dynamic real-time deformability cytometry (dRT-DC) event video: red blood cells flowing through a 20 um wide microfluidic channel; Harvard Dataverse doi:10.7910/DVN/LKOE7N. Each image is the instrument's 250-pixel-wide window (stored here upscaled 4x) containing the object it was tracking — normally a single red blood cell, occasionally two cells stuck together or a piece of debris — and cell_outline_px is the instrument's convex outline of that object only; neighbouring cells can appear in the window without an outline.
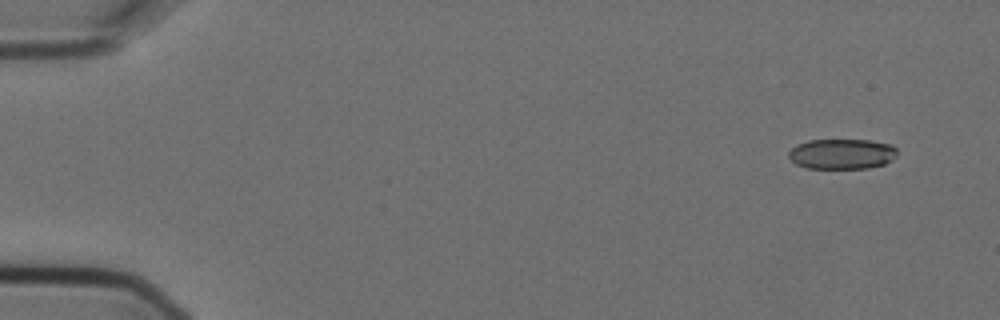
{"species": "Egyptian fruit bat (a non-hibernating species)", "species_latin": "Rousettus aegyptiacus", "temperature_condition": "cold", "stored_images_in_passage": 7, "camera_frame_rate_fps": 3000, "um_per_image_px": 0.085, "animal": {"sex": "female"}, "frame": {"image": 1, "passage_image": 1, "time_ms": 0.0, "image_size_px": [1000, 320], "cell_outline_px": [[896, 156], [884, 164], [868, 168], [804, 168], [796, 164], [788, 156], [788, 152], [796, 144], [808, 140], [868, 140], [892, 144], [896, 148]], "centroid_in_image_um": [71.54, 13.08], "position_along_channel_um": 13.5, "area_um2": 19.19}}
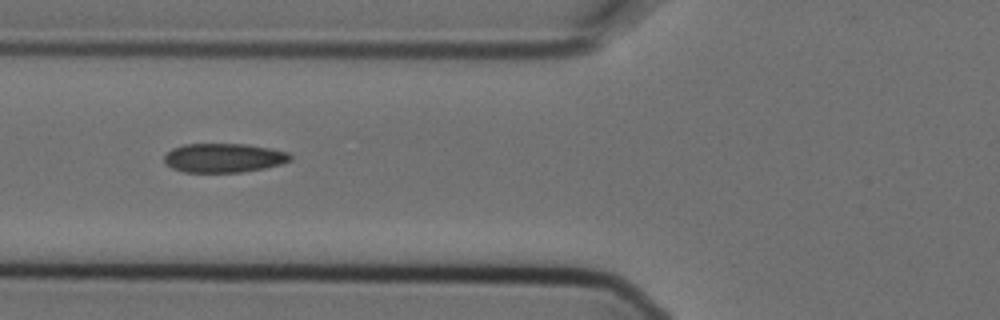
{"frame": {"image": 2, "passage_image": 6, "time_ms": 1.667, "image_size_px": [1000, 320], "cell_outline_px": [[292, 160], [280, 164], [264, 168], [244, 172], [184, 172], [172, 168], [164, 164], [164, 156], [172, 148], [184, 144], [244, 144], [268, 148], [288, 152], [292, 156]], "centroid_in_image_um": [19.0, 13.42], "position_along_channel_um": 106.8, "area_um2": 21.39}}
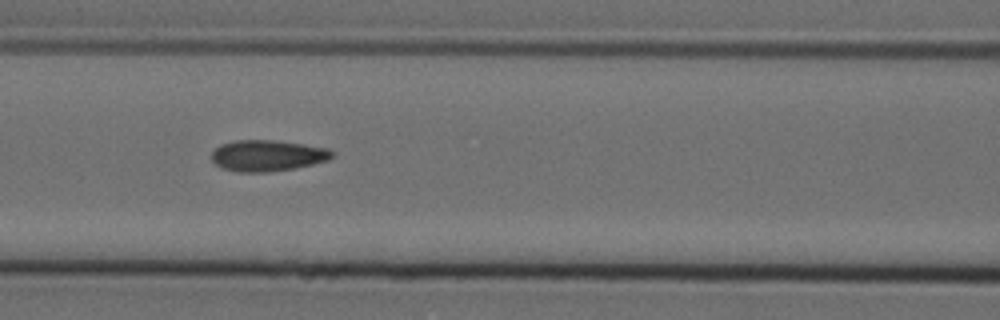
{"frame": {"image": 3, "passage_image": 7, "time_ms": 2.0, "image_size_px": [1000, 320], "cell_outline_px": [[332, 156], [328, 160], [312, 164], [292, 168], [268, 172], [236, 172], [224, 168], [216, 164], [212, 160], [212, 152], [220, 144], [236, 140], [272, 140], [328, 148], [332, 152]], "centroid_in_image_um": [22.69, 13.22], "position_along_channel_um": 143.9, "area_um2": 21.56}}